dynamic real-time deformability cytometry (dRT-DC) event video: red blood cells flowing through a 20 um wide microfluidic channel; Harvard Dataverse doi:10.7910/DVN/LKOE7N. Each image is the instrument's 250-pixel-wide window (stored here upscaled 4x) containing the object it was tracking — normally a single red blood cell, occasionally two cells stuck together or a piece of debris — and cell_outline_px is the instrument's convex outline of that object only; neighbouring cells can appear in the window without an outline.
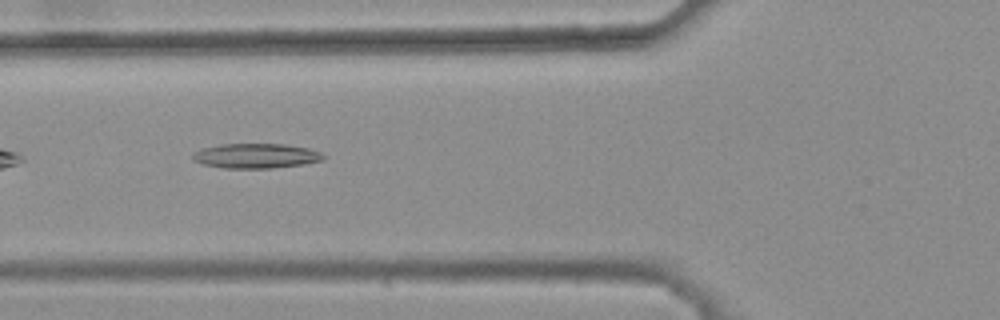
{"species": "common noctule bat (a hibernating species)", "species_latin": "Nyctalus noctula", "temperature_condition": "warm", "stored_images_in_passage": 29, "camera_frame_rate_fps": 3000, "um_per_image_px": 0.085, "animal": {"sex": "female", "body_mass_g": 25.1}, "frame": {"image": 1, "passage_image": 5, "time_ms": 1.333, "image_size_px": [1000, 320], "cell_outline_px": [[324, 160], [304, 164], [272, 168], [224, 168], [204, 164], [192, 160], [192, 152], [204, 148], [220, 144], [284, 144], [308, 148], [320, 152], [324, 156]], "centroid_in_image_um": [21.75, 13.25], "position_along_channel_um": 104.1, "area_um2": 18.84}}
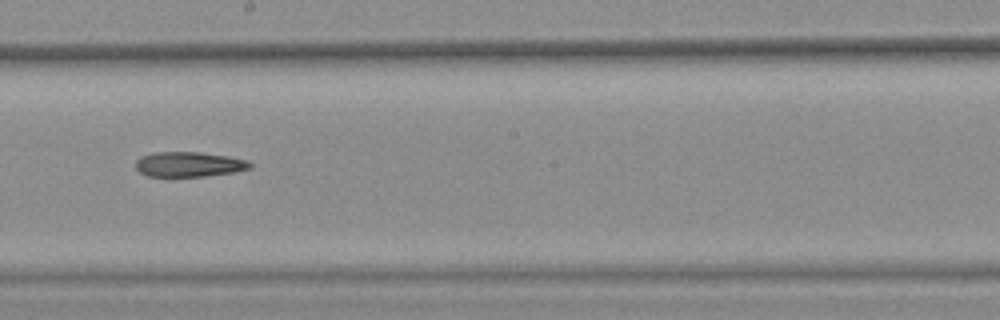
{"frame": {"image": 2, "passage_image": 15, "time_ms": 4.667, "image_size_px": [1000, 320], "cell_outline_px": [[252, 168], [236, 172], [204, 176], [148, 176], [140, 172], [136, 168], [136, 160], [140, 156], [152, 152], [200, 152], [228, 156], [248, 160], [252, 164]], "centroid_in_image_um": [16.08, 13.96], "position_along_channel_um": 232.1, "area_um2": 16.76}}
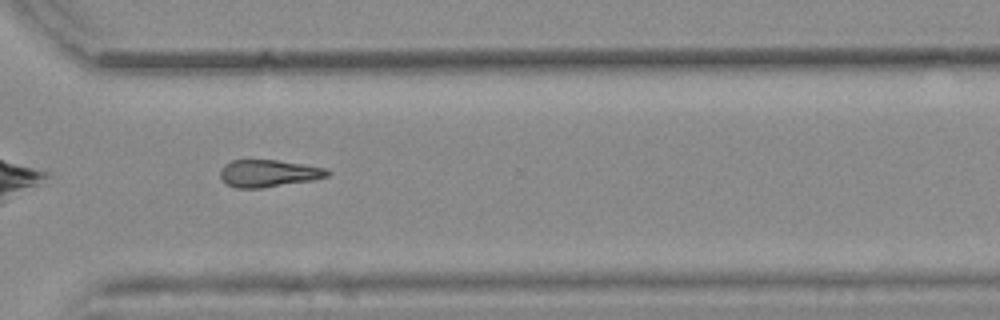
{"frame": {"image": 3, "passage_image": 24, "time_ms": 7.667, "image_size_px": [1000, 320], "cell_outline_px": [[332, 172], [328, 176], [312, 180], [260, 188], [236, 188], [228, 184], [220, 176], [220, 168], [224, 164], [232, 160], [276, 160], [324, 168]], "centroid_in_image_um": [22.79, 14.73], "position_along_channel_um": 347.8, "area_um2": 16.76}}